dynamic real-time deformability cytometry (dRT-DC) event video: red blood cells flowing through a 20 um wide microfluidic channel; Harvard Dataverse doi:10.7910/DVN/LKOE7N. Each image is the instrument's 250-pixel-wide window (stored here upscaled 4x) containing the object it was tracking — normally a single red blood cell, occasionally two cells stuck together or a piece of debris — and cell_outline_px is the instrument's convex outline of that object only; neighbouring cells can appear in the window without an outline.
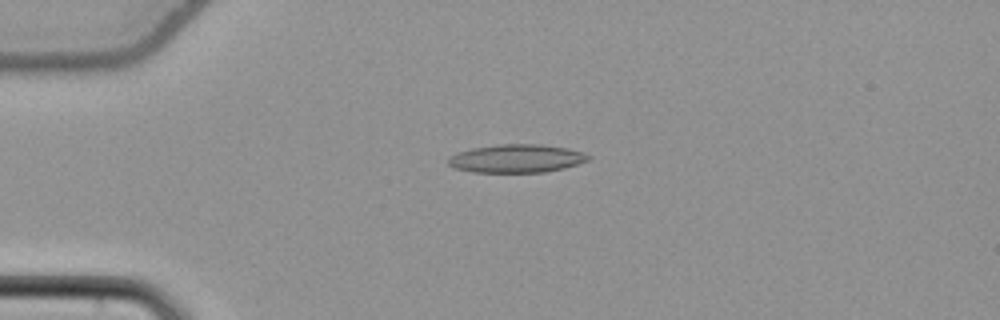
{"species": "common noctule bat (a hibernating species)", "species_latin": "Nyctalus noctula", "temperature_condition": "cold", "stored_images_in_passage": 54, "camera_frame_rate_fps": 3000, "um_per_image_px": 0.085, "animal": {"sex": "female", "body_mass_g": 22.7, "forearm_length_mm": 54.2}, "frame": {"image": 1, "passage_image": 14, "time_ms": 4.333, "image_size_px": [1000, 320], "cell_outline_px": [[592, 156], [588, 160], [564, 168], [544, 172], [472, 172], [456, 168], [448, 164], [448, 156], [472, 148], [500, 144], [540, 144], [568, 148], [584, 152]], "centroid_in_image_um": [43.92, 13.47], "position_along_channel_um": 41.1, "area_um2": 23.0}}
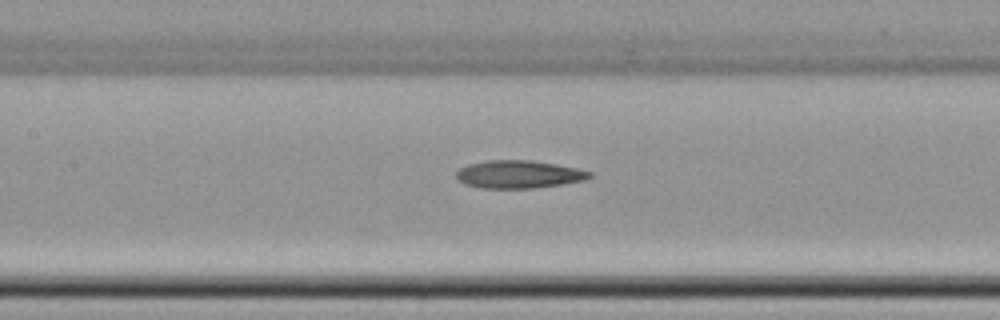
{"frame": {"image": 2, "passage_image": 26, "time_ms": 8.333, "image_size_px": [1000, 320], "cell_outline_px": [[592, 176], [584, 180], [560, 184], [532, 188], [480, 188], [464, 184], [456, 180], [456, 172], [460, 168], [468, 164], [488, 160], [532, 160], [556, 164], [576, 168], [592, 172]], "centroid_in_image_um": [44.05, 14.81], "position_along_channel_um": 163.4, "area_um2": 21.62}}
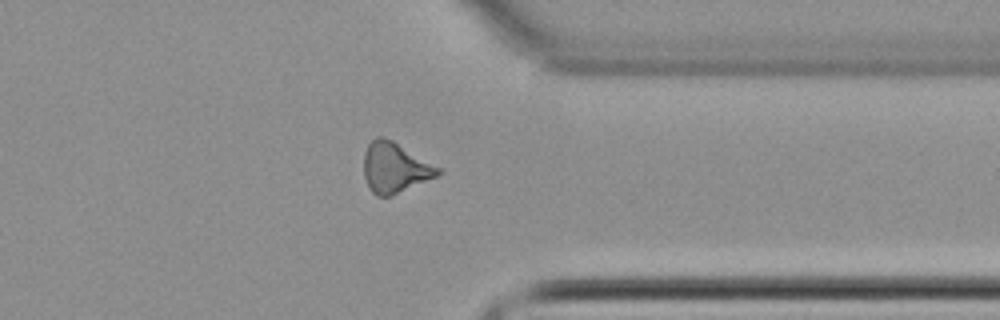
{"frame": {"image": 3, "passage_image": 43, "time_ms": 14.0, "image_size_px": [1000, 320], "cell_outline_px": [[444, 172], [436, 176], [392, 196], [376, 196], [368, 188], [364, 176], [364, 152], [368, 144], [376, 136], [384, 136], [392, 140], [440, 168]], "centroid_in_image_um": [33.53, 14.25], "position_along_channel_um": 377.9, "area_um2": 21.68}, "authors_computed_cell_mechanics": {"area_um2": 21.6172, "velocity_mm_per_s": 3.8605, "shape_relaxation_time_tau1_ms": null, "shape_relaxation_time_tau2_ms": 7.3948, "deformation_change_tau1": null, "deformation_change_tau2": 0.1932}}